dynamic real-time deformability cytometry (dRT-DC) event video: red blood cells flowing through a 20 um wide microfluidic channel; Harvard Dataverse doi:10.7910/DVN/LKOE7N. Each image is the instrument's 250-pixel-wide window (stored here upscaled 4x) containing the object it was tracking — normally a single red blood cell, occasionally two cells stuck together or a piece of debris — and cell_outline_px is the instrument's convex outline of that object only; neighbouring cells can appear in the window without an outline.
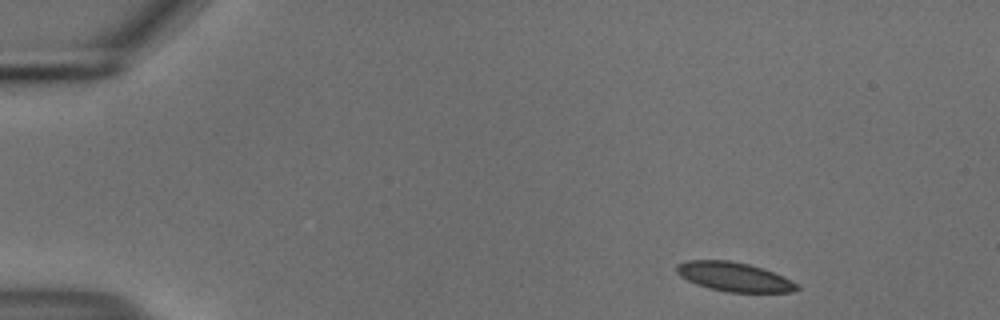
{"species": "common noctule bat (a hibernating species)", "species_latin": "Nyctalus noctula", "temperature_condition": "cold", "stored_images_in_passage": 3, "camera_frame_rate_fps": 3000, "um_per_image_px": 0.085, "animal": {"sex": "male", "body_mass_g": 18.8}, "frame": {"image": 1, "passage_image": 1, "time_ms": 0.0, "image_size_px": [1000, 320], "cell_outline_px": [[800, 288], [792, 292], [728, 292], [708, 288], [696, 284], [680, 276], [676, 272], [676, 264], [688, 260], [728, 260], [748, 264], [764, 268], [784, 276], [800, 284]], "centroid_in_image_um": [62.43, 23.53], "position_along_channel_um": 22.6, "area_um2": 20.63}}